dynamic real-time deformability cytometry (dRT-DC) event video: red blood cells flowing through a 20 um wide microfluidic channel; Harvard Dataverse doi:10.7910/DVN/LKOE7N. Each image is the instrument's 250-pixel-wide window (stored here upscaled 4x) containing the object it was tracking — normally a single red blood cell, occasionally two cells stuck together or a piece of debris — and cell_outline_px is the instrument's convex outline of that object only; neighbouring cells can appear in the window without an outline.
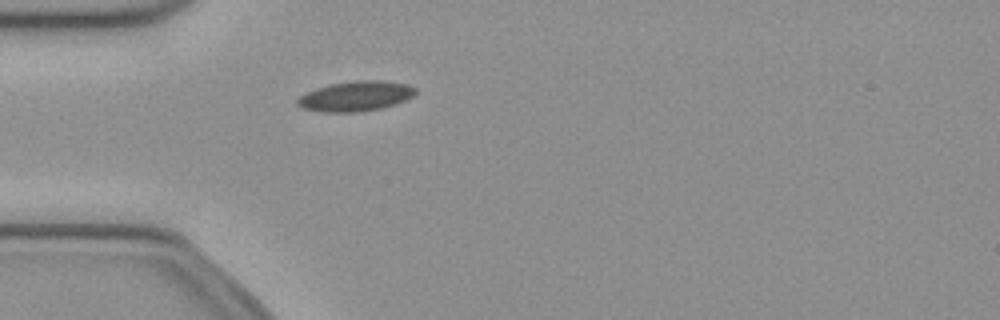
{"species": "common noctule bat (a hibernating species)", "species_latin": "Nyctalus noctula", "temperature_condition": "cold", "stored_images_in_passage": 5, "segment_of_instrument_passage": [1, 2], "camera_frame_rate_fps": 3000, "um_per_image_px": 0.085, "animal": {"sex": "female", "body_mass_g": 21.9}, "frame": {"image": 1, "passage_image": 2, "time_ms": 0.333, "image_size_px": [1000, 320], "cell_outline_px": [[416, 92], [412, 96], [396, 104], [380, 108], [360, 112], [324, 112], [300, 108], [296, 104], [296, 100], [300, 96], [316, 88], [328, 84], [356, 80], [384, 80], [408, 84], [416, 88]], "centroid_in_image_um": [30.22, 8.17], "position_along_channel_um": 54.8, "area_um2": 20.81}}